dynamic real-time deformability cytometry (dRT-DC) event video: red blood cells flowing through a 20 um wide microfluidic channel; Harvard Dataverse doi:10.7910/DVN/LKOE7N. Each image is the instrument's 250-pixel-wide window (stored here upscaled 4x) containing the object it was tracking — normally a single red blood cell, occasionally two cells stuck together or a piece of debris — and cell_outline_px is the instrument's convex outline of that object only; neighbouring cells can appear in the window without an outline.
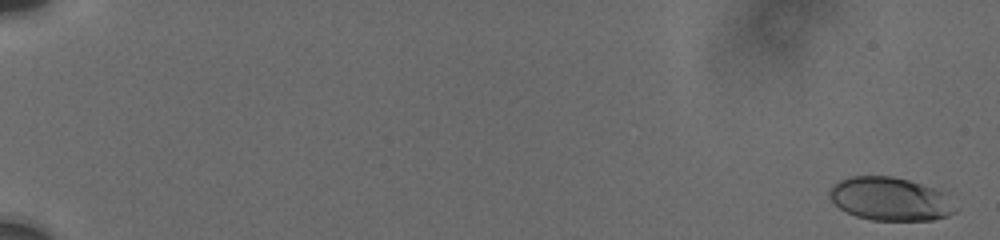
{"species": "human", "species_latin": "Homo sapiens", "temperature_condition": "cold", "stored_images_in_passage": 12, "camera_frame_rate_fps": 3000, "um_per_image_px": 0.085, "donor": {"sex": "male"}, "frame": {"image": 1, "passage_image": 1, "time_ms": 0.0, "image_size_px": [1000, 240], "cell_outline_px": [[960, 208], [956, 212], [948, 216], [932, 220], [872, 220], [856, 216], [840, 208], [828, 196], [828, 192], [832, 184], [840, 180], [852, 176], [892, 176], [908, 180], [944, 192]], "centroid_in_image_um": [75.69, 16.92], "position_along_channel_um": 9.3, "area_um2": 31.91}}
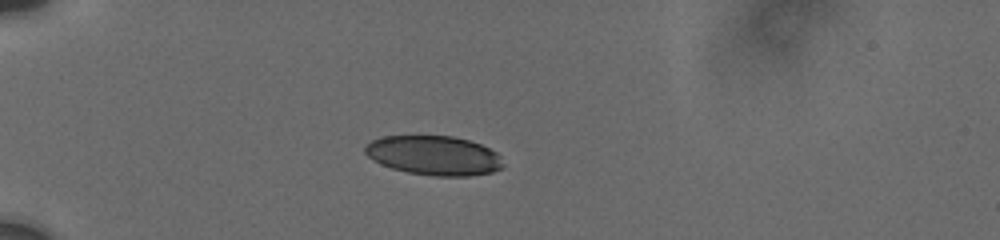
{"frame": {"image": 2, "passage_image": 9, "time_ms": 5.667, "image_size_px": [1000, 240], "cell_outline_px": [[504, 168], [492, 172], [468, 176], [432, 176], [408, 172], [392, 168], [380, 164], [372, 160], [364, 152], [364, 148], [372, 140], [384, 136], [452, 136], [468, 140], [480, 144], [496, 152], [500, 156], [504, 164]], "centroid_in_image_um": [36.89, 13.22], "position_along_channel_um": 48.1, "area_um2": 31.73}}
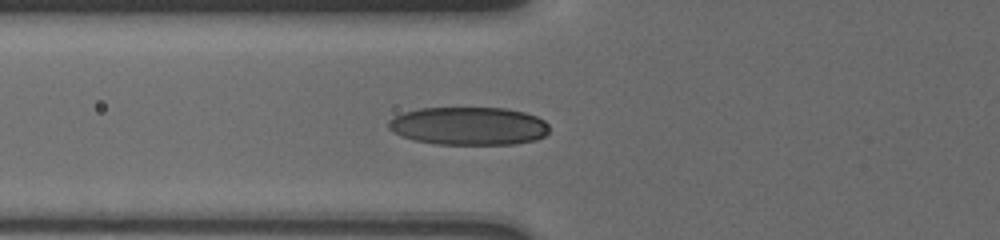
{"frame": {"image": 3, "passage_image": 12, "time_ms": 7.667, "image_size_px": [1000, 240], "cell_outline_px": [[548, 132], [544, 136], [536, 140], [516, 144], [436, 144], [412, 140], [400, 136], [392, 132], [388, 128], [388, 120], [404, 112], [420, 108], [508, 108], [524, 112], [536, 116], [544, 120], [548, 124]], "centroid_in_image_um": [39.83, 10.71], "position_along_channel_um": 86.0, "area_um2": 35.95}}